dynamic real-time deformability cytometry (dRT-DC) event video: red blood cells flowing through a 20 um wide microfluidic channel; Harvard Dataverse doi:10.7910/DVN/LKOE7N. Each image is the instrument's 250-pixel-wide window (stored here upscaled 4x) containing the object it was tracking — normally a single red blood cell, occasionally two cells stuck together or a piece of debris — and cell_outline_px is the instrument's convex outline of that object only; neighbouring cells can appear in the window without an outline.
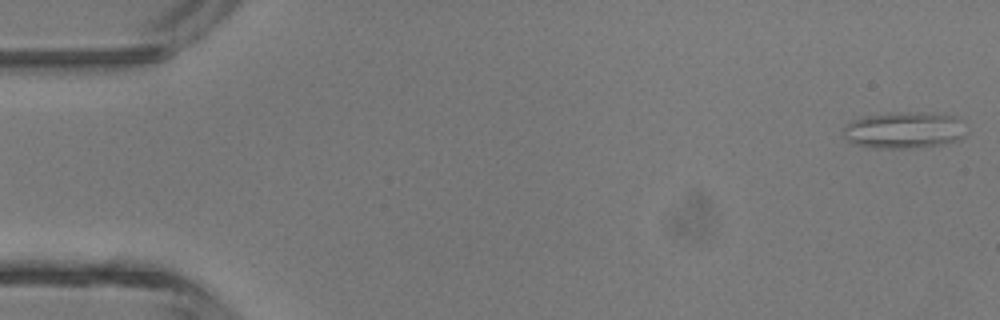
{"species": "common noctule bat (a hibernating species)", "species_latin": "Nyctalus noctula", "temperature_condition": "room temperature", "stored_images_in_passage": 45, "camera_frame_rate_fps": 3000, "um_per_image_px": 0.085, "animal": {"sex": "male", "body_mass_g": 13.3}, "frame": {"image": 1, "passage_image": 1, "time_ms": 0.0, "image_size_px": [1000, 320], "cell_outline_px": [[968, 132], [960, 140], [940, 144], [908, 148], [872, 148], [856, 144], [848, 140], [844, 136], [844, 124], [852, 120], [864, 116], [916, 112], [924, 112], [956, 116]], "centroid_in_image_um": [76.87, 11.07], "position_along_channel_um": 8.1, "area_um2": 26.01}}
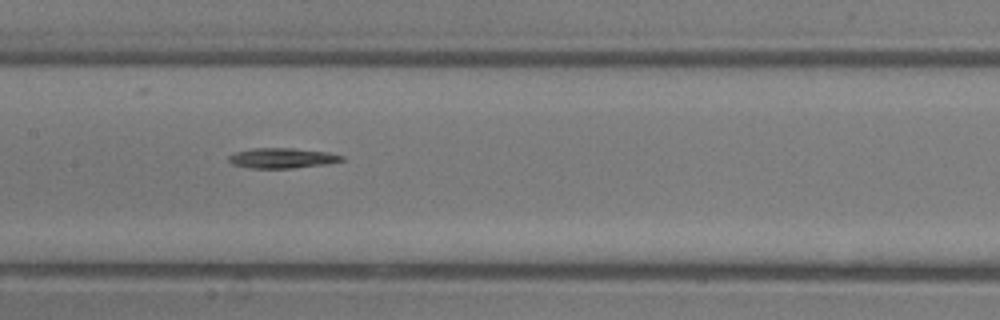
{"frame": {"image": 2, "passage_image": 22, "time_ms": 7.0, "image_size_px": [1000, 320], "cell_outline_px": [[344, 160], [324, 164], [292, 168], [248, 168], [232, 164], [228, 160], [228, 156], [236, 152], [252, 148], [292, 148], [328, 152], [344, 156]], "centroid_in_image_um": [23.95, 13.43], "position_along_channel_um": 183.4, "area_um2": 13.24}}
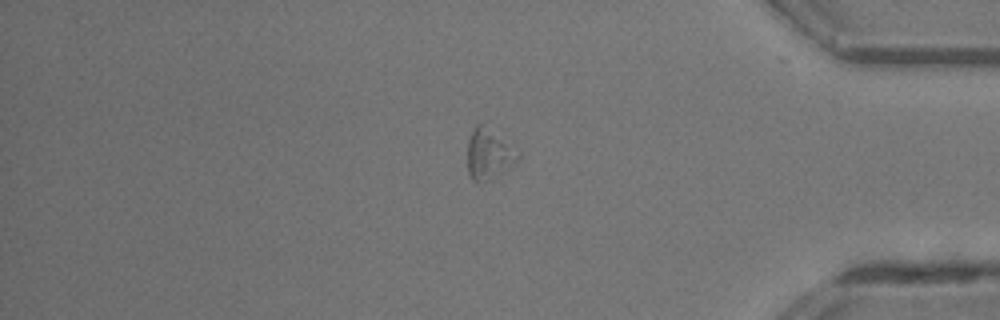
{"frame": {"image": 3, "passage_image": 38, "time_ms": 12.333, "image_size_px": [1000, 320], "cell_outline_px": [[520, 156], [508, 168], [476, 180], [472, 180], [468, 172], [468, 140], [476, 124], [480, 124]], "centroid_in_image_um": [41.45, 13.09], "position_along_channel_um": 393.7, "area_um2": 12.89}, "authors_computed_cell_mechanics": {"area_um2": 13.5252, "velocity_mm_per_s": 4.4833, "shape_relaxation_time_tau1_ms": 2.3307, "shape_relaxation_time_tau2_ms": null, "deformation_change_tau1": 0.1407, "deformation_change_tau2": null}}